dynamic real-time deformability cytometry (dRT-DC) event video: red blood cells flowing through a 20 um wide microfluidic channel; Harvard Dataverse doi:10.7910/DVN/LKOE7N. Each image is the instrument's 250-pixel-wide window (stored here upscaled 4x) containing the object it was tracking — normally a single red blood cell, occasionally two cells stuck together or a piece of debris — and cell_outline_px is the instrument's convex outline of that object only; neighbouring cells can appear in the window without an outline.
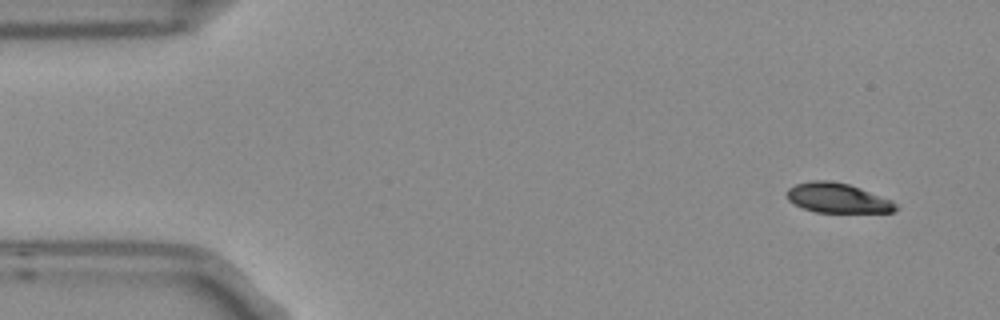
{"species": "Egyptian fruit bat (a non-hibernating species)", "species_latin": "Rousettus aegyptiacus", "temperature_condition": "room temperature", "stored_images_in_passage": 5, "segment_of_instrument_passage": [2, 2], "camera_frame_rate_fps": 3000, "um_per_image_px": 0.085, "frame": {"image": 1, "passage_image": 5, "time_ms": 1.333, "image_size_px": [1000, 320], "cell_outline_px": [[900, 208], [892, 212], [816, 212], [804, 208], [788, 200], [784, 192], [788, 188], [796, 184], [812, 180], [828, 180], [848, 184], [860, 188], [892, 200]], "centroid_in_image_um": [71.18, 16.82], "position_along_channel_um": 13.8, "area_um2": 18.84}}